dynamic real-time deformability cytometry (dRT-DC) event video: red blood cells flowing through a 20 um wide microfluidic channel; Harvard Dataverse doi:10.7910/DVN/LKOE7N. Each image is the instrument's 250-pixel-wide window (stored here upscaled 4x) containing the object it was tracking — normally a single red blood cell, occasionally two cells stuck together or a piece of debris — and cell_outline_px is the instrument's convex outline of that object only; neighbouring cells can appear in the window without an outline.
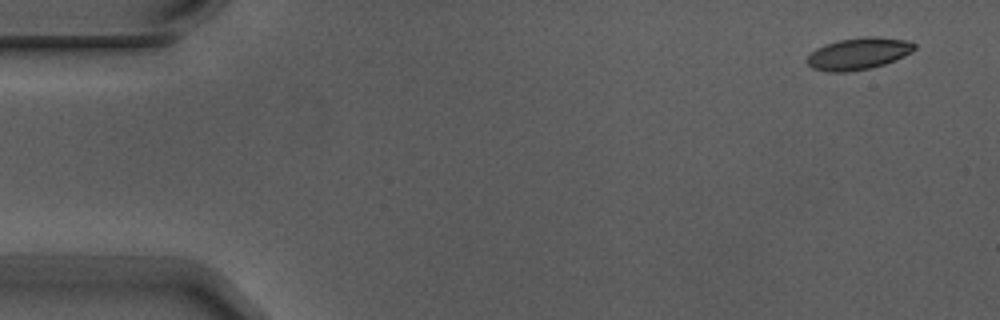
{"species": "Egyptian fruit bat (a non-hibernating species)", "species_latin": "Rousettus aegyptiacus", "temperature_condition": "warm", "stored_images_in_passage": 4, "camera_frame_rate_fps": 3000, "um_per_image_px": 0.085, "animal": {"sex": "male"}, "frame": {"image": 1, "passage_image": 1, "time_ms": 0.0, "image_size_px": [1000, 320], "cell_outline_px": [[916, 48], [912, 52], [904, 56], [884, 64], [868, 68], [848, 72], [828, 72], [812, 68], [808, 64], [808, 56], [816, 48], [824, 44], [840, 40], [868, 36], [876, 36], [908, 40], [916, 44]], "centroid_in_image_um": [72.99, 4.55], "position_along_channel_um": 12.0, "area_um2": 19.88}}
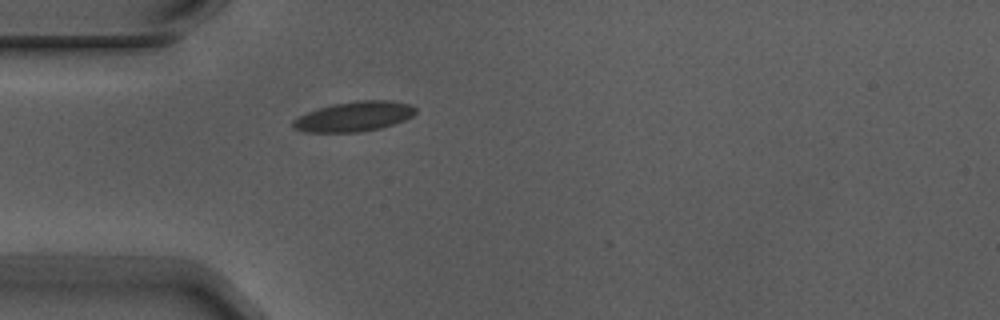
{"frame": {"image": 2, "passage_image": 4, "time_ms": 1.0, "image_size_px": [1000, 320], "cell_outline_px": [[416, 112], [412, 116], [404, 120], [380, 128], [360, 132], [304, 132], [292, 128], [292, 120], [308, 112], [332, 104], [356, 100], [388, 100], [408, 104], [416, 108]], "centroid_in_image_um": [30.07, 9.9], "position_along_channel_um": 54.9, "area_um2": 21.27}}